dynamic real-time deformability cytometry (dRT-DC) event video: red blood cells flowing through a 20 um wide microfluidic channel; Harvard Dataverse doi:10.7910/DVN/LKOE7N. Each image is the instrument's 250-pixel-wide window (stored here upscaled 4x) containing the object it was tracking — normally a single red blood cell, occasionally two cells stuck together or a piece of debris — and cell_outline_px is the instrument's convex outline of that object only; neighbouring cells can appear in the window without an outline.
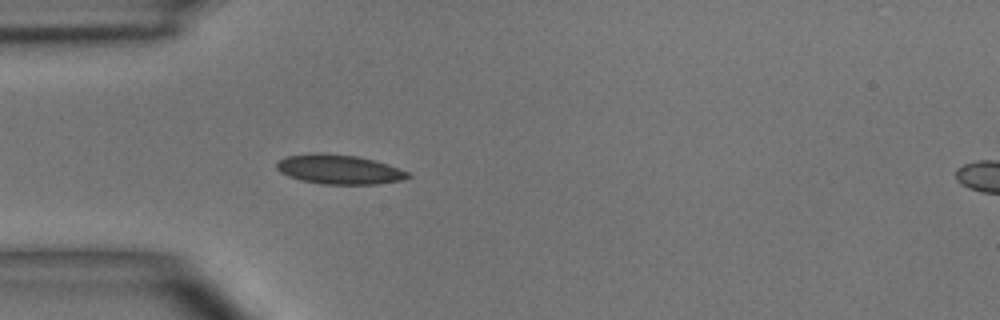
{"species": "common noctule bat (a hibernating species)", "species_latin": "Nyctalus noctula", "temperature_condition": "room temperature", "stored_images_in_passage": 4, "camera_frame_rate_fps": 3000, "um_per_image_px": 0.085, "animal": {"sex": "male", "body_mass_g": 15.6}, "frame": {"image": 1, "passage_image": 4, "time_ms": 3.667, "image_size_px": [1000, 320], "cell_outline_px": [[412, 176], [400, 180], [380, 184], [320, 184], [300, 180], [288, 176], [280, 172], [276, 168], [276, 164], [280, 160], [288, 156], [316, 152], [356, 156], [388, 164], [408, 172]], "centroid_in_image_um": [28.81, 14.41], "position_along_channel_um": 56.2, "area_um2": 22.43}}